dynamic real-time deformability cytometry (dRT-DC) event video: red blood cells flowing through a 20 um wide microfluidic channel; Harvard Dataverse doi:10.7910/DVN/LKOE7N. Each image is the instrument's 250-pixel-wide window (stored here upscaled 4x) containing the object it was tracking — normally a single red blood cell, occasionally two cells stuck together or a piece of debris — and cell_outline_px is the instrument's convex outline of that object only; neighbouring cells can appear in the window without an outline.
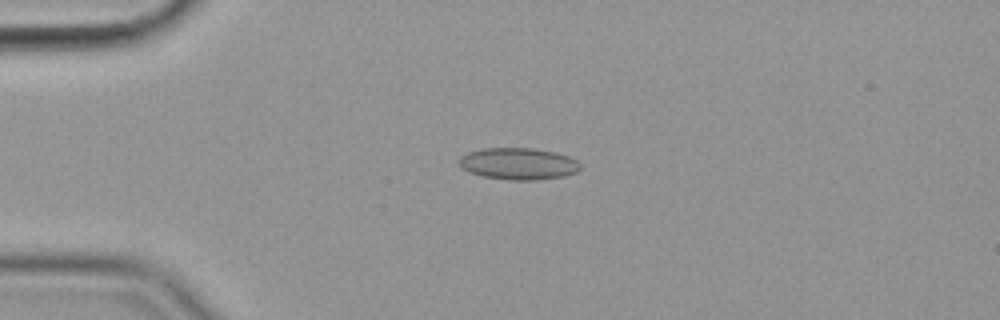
{"species": "common noctule bat (a hibernating species)", "species_latin": "Nyctalus noctula", "temperature_condition": "cold", "stored_images_in_passage": 55, "camera_frame_rate_fps": 3000, "um_per_image_px": 0.085, "animal": {"sex": "female", "body_mass_g": 19.9}, "frame": {"image": 1, "passage_image": 13, "time_ms": 4.0, "image_size_px": [1000, 320], "cell_outline_px": [[580, 168], [576, 172], [564, 176], [536, 180], [508, 180], [484, 176], [468, 172], [460, 168], [456, 160], [460, 156], [468, 152], [480, 148], [532, 148], [556, 152], [568, 156], [576, 160], [580, 164]], "centroid_in_image_um": [44.0, 13.91], "position_along_channel_um": 41.0, "area_um2": 22.72}}
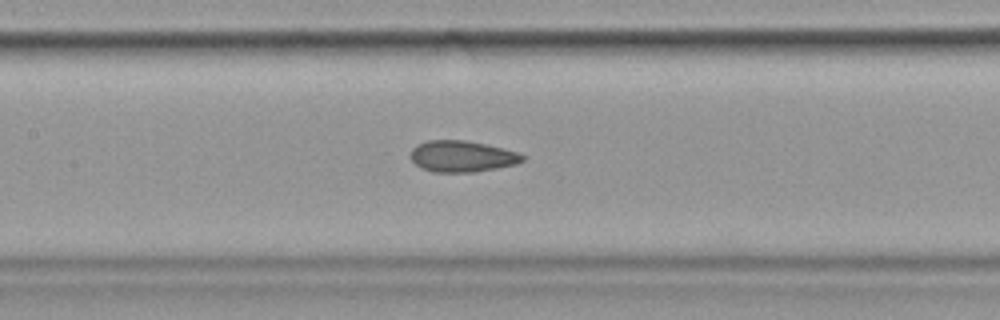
{"frame": {"image": 2, "passage_image": 26, "time_ms": 8.333, "image_size_px": [1000, 320], "cell_outline_px": [[524, 160], [516, 164], [496, 168], [472, 172], [432, 172], [416, 164], [412, 160], [412, 148], [428, 140], [464, 140], [484, 144], [516, 152], [524, 156]], "centroid_in_image_um": [39.27, 13.29], "position_along_channel_um": 168.1, "area_um2": 19.94}}
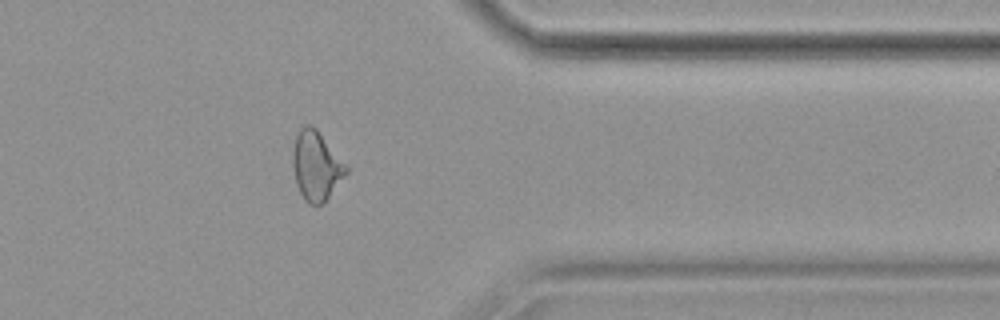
{"frame": {"image": 3, "passage_image": 45, "time_ms": 14.667, "image_size_px": [1000, 320], "cell_outline_px": [[348, 172], [324, 204], [308, 204], [304, 200], [296, 184], [292, 164], [292, 152], [296, 136], [300, 128], [308, 124], [312, 124], [316, 128], [348, 168]], "centroid_in_image_um": [26.86, 14.12], "position_along_channel_um": 384.5, "area_um2": 21.44}, "authors_computed_cell_mechanics": {"area_um2": 21.386, "velocity_mm_per_s": 3.5858, "shape_relaxation_time_tau1_ms": null, "shape_relaxation_time_tau2_ms": 2.002, "deformation_change_tau1": null, "deformation_change_tau2": 0.0688}}